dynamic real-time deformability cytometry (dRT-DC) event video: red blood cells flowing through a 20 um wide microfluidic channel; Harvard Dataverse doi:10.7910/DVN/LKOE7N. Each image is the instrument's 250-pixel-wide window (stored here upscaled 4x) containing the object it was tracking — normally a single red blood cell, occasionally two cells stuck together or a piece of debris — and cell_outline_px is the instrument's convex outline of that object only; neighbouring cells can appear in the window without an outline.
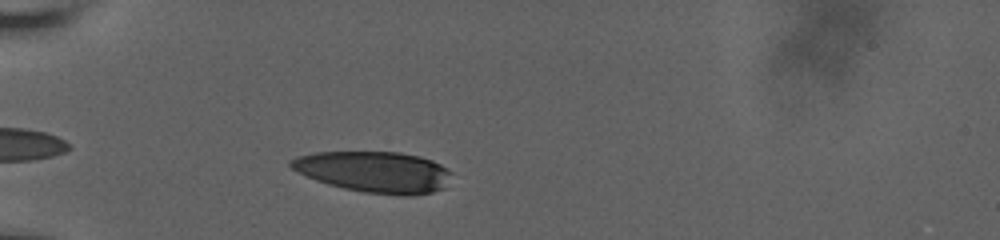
{"species": "human", "species_latin": "Homo sapiens", "temperature_condition": "room temperature", "stored_images_in_passage": 22, "camera_frame_rate_fps": 3000, "um_per_image_px": 0.085, "donor": {"sex": "male"}, "frame": {"image": 1, "passage_image": 2, "time_ms": 0.667, "image_size_px": [1000, 240], "cell_outline_px": [[452, 172], [444, 188], [432, 192], [412, 196], [400, 196], [364, 192], [344, 188], [328, 184], [316, 180], [292, 168], [288, 164], [288, 160], [296, 156], [316, 152], [400, 152], [420, 156], [432, 160], [448, 168]], "centroid_in_image_um": [31.84, 14.61], "position_along_channel_um": 53.2, "area_um2": 38.61}}
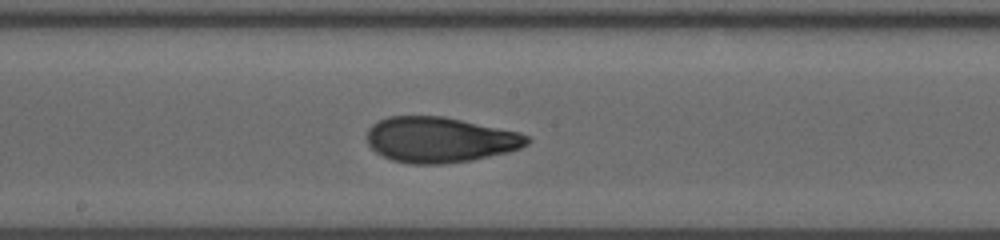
{"frame": {"image": 2, "passage_image": 12, "time_ms": 5.667, "image_size_px": [1000, 240], "cell_outline_px": [[532, 140], [528, 144], [520, 148], [508, 152], [472, 160], [444, 164], [408, 164], [392, 160], [376, 152], [368, 144], [368, 128], [372, 124], [388, 116], [444, 116], [520, 132], [528, 136]], "centroid_in_image_um": [37.41, 11.88], "position_along_channel_um": 210.8, "area_um2": 42.6}}
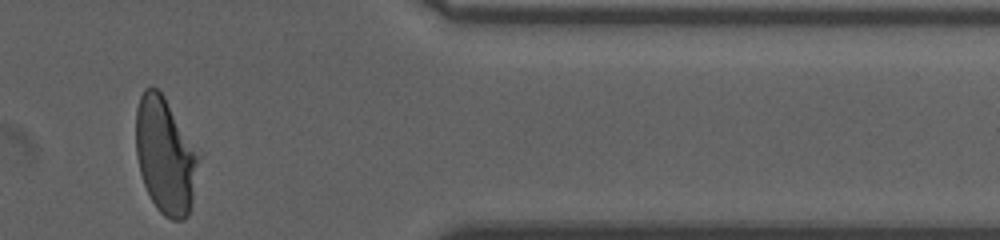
{"frame": {"image": 3, "passage_image": 22, "time_ms": 11.333, "image_size_px": [1000, 240], "cell_outline_px": [[200, 156], [192, 204], [188, 216], [184, 220], [172, 220], [164, 216], [156, 208], [144, 184], [140, 172], [136, 156], [136, 108], [140, 96], [144, 88], [152, 84], [164, 96]], "centroid_in_image_um": [14.04, 13.24], "position_along_channel_um": 397.4, "area_um2": 42.43}, "authors_computed_cell_mechanics": {"area_um2": 42.2807, "velocity_mm_per_s": 3.642, "shape_relaxation_time_tau1_ms": 5.6096, "shape_relaxation_time_tau2_ms": 1.5508, "deformation_change_tau1": 0.2019, "deformation_change_tau2": 0.0745}}